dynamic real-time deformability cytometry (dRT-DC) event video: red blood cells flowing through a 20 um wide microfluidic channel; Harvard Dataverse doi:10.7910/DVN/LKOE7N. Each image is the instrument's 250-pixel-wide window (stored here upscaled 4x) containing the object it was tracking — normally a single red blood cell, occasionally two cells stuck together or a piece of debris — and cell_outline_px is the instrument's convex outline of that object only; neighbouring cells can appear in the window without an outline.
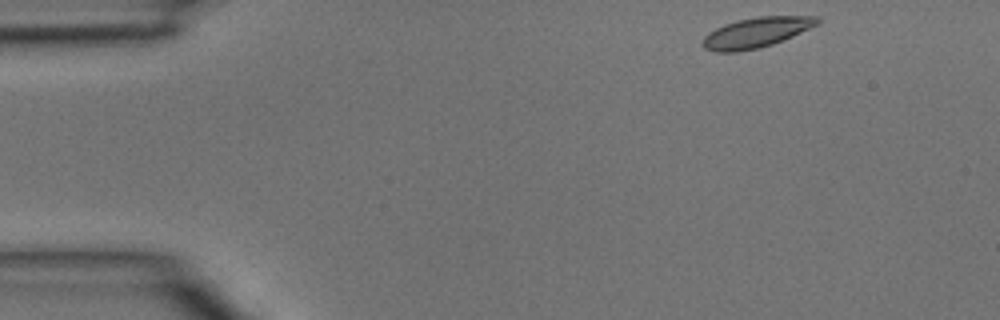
{"species": "common noctule bat (a hibernating species)", "species_latin": "Nyctalus noctula", "temperature_condition": "room temperature", "stored_images_in_passage": 3, "camera_frame_rate_fps": 3000, "um_per_image_px": 0.085, "animal": {"sex": "male", "body_mass_g": 15.6}, "frame": {"image": 1, "passage_image": 1, "time_ms": 0.0, "image_size_px": [1000, 320], "cell_outline_px": [[820, 20], [816, 24], [792, 36], [772, 44], [760, 48], [736, 52], [716, 52], [704, 48], [700, 44], [704, 36], [708, 32], [724, 24], [736, 20], [756, 16], [820, 16]], "centroid_in_image_um": [64.21, 2.76], "position_along_channel_um": 20.8, "area_um2": 20.17}}
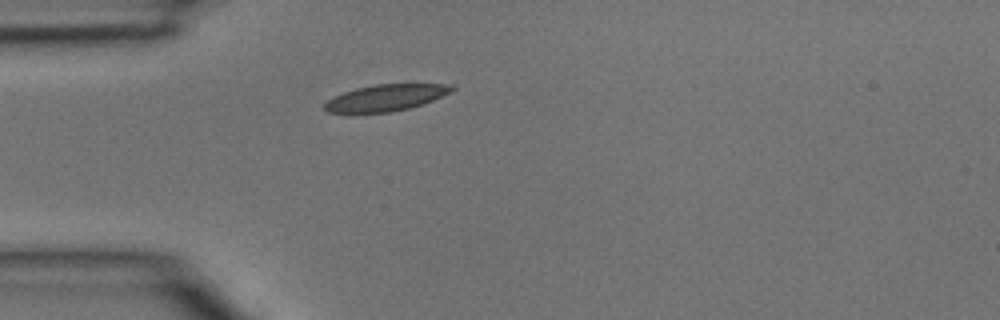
{"frame": {"image": 2, "passage_image": 3, "time_ms": 0.667, "image_size_px": [1000, 320], "cell_outline_px": [[456, 88], [452, 92], [424, 104], [392, 112], [328, 112], [324, 108], [324, 104], [328, 100], [344, 92], [356, 88], [376, 84], [452, 84]], "centroid_in_image_um": [32.86, 8.29], "position_along_channel_um": 52.1, "area_um2": 19.48}}